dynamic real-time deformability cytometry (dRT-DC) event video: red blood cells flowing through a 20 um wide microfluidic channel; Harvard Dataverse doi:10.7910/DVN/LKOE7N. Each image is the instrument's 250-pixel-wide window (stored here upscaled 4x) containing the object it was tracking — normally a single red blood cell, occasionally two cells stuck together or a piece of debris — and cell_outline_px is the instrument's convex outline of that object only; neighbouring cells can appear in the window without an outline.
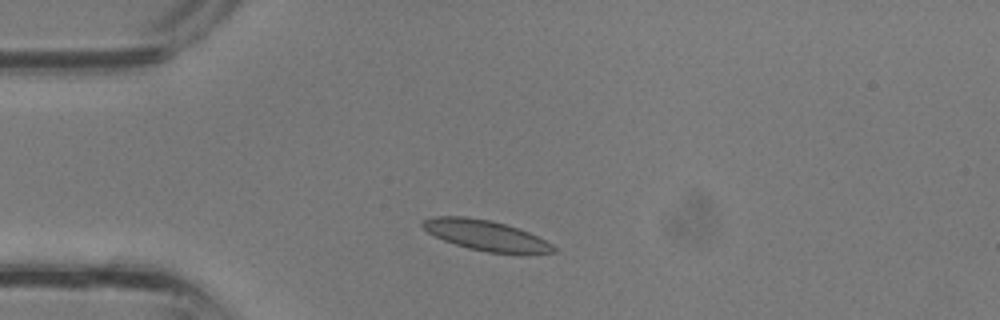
{"species": "common noctule bat (a hibernating species)", "species_latin": "Nyctalus noctula", "temperature_condition": "room temperature", "stored_images_in_passage": 28, "camera_frame_rate_fps": 3000, "um_per_image_px": 0.085, "animal": {"sex": "male", "body_mass_g": 13.3}, "frame": {"image": 1, "passage_image": 1, "time_ms": 0.0, "image_size_px": [1000, 320], "cell_outline_px": [[556, 252], [488, 252], [468, 248], [444, 240], [428, 232], [420, 224], [424, 220], [436, 216], [464, 216], [492, 220], [528, 232], [552, 244], [556, 248]], "centroid_in_image_um": [41.23, 19.98], "position_along_channel_um": 43.8, "area_um2": 22.43}}
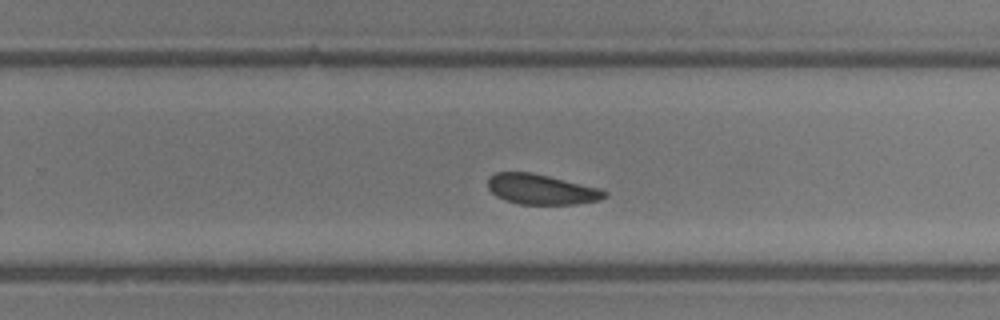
{"frame": {"image": 2, "passage_image": 15, "time_ms": 4.667, "image_size_px": [1000, 320], "cell_outline_px": [[608, 196], [600, 200], [572, 204], [520, 204], [504, 200], [496, 196], [488, 188], [488, 176], [496, 172], [532, 172], [600, 188], [608, 192]], "centroid_in_image_um": [46.01, 16.09], "position_along_channel_um": 283.8, "area_um2": 20.63}}
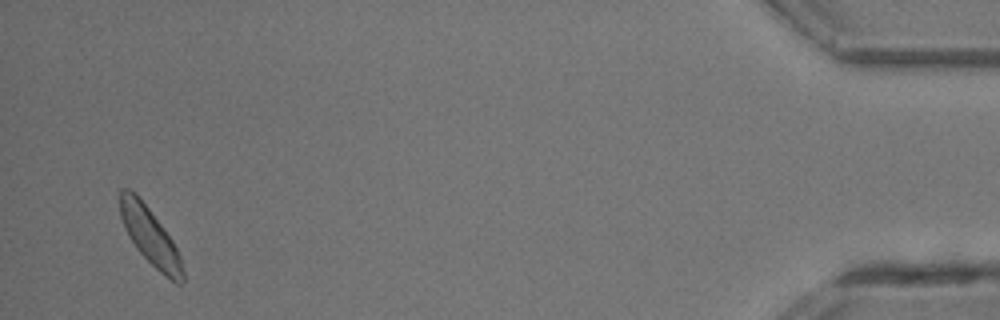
{"frame": {"image": 3, "passage_image": 27, "time_ms": 8.667, "image_size_px": [1000, 320], "cell_outline_px": [[184, 284], [176, 284], [160, 272], [136, 248], [120, 216], [120, 188], [128, 188], [148, 208], [172, 240], [180, 256], [184, 272]], "centroid_in_image_um": [12.79, 20.14], "position_along_channel_um": 422.4, "area_um2": 20.17}}